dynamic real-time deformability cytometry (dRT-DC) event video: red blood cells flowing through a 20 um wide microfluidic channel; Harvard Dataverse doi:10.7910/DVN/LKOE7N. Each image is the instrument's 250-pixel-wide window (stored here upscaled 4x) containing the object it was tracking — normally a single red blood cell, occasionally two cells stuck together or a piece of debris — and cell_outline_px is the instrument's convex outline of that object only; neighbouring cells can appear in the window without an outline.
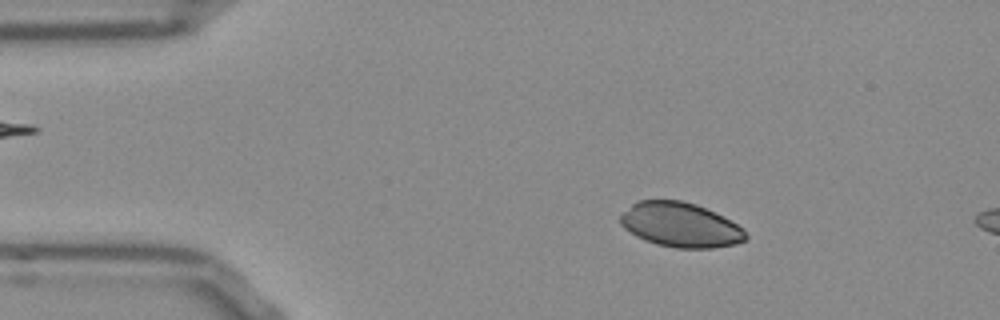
{"species": "Egyptian fruit bat (a non-hibernating species)", "species_latin": "Rousettus aegyptiacus", "temperature_condition": "room temperature", "stored_images_in_passage": 53, "camera_frame_rate_fps": 3000, "um_per_image_px": 0.085, "frame": {"image": 1, "passage_image": 9, "time_ms": 2.667, "image_size_px": [1000, 320], "cell_outline_px": [[748, 240], [736, 244], [712, 248], [676, 248], [656, 244], [644, 240], [636, 236], [624, 228], [620, 224], [620, 216], [636, 200], [680, 200], [696, 204], [724, 216], [744, 228], [748, 236]], "centroid_in_image_um": [57.87, 19.12], "position_along_channel_um": 27.1, "area_um2": 32.83}}
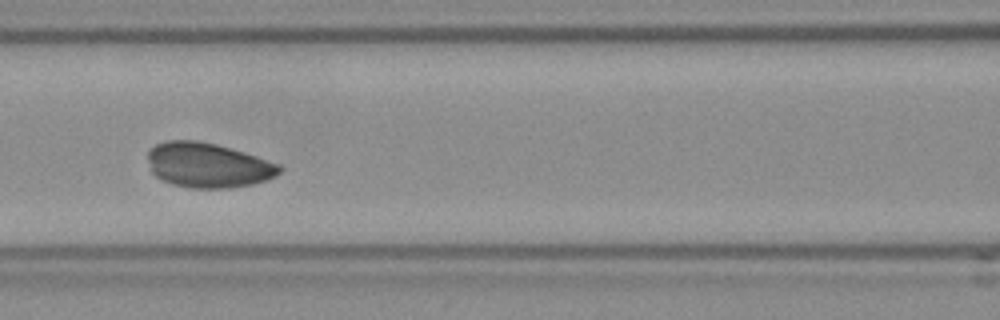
{"frame": {"image": 2, "passage_image": 23, "time_ms": 7.333, "image_size_px": [1000, 320], "cell_outline_px": [[284, 168], [276, 176], [268, 180], [252, 184], [232, 188], [192, 188], [172, 184], [160, 180], [152, 172], [148, 160], [148, 152], [156, 144], [168, 140], [196, 140], [216, 144], [244, 152], [280, 164]], "centroid_in_image_um": [17.7, 14.05], "position_along_channel_um": 148.9, "area_um2": 34.56}}
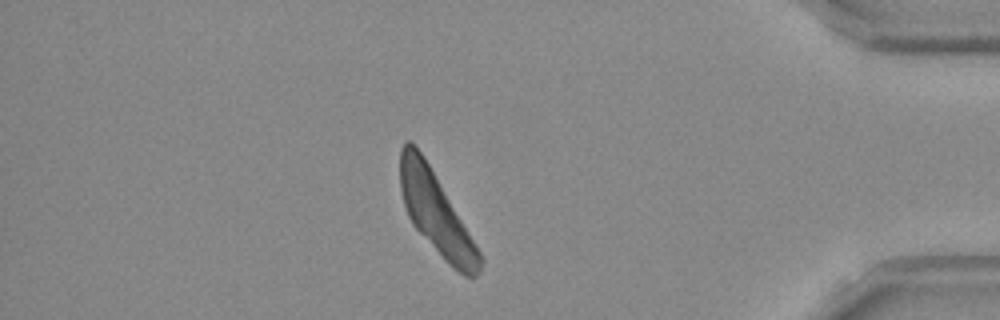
{"frame": {"image": 3, "passage_image": 46, "time_ms": 15.0, "image_size_px": [1000, 320], "cell_outline_px": [[484, 260], [480, 272], [476, 276], [464, 276], [452, 268], [444, 260], [412, 224], [408, 216], [404, 204], [400, 188], [400, 148], [408, 140], [420, 152], [428, 164], [484, 256]], "centroid_in_image_um": [37.1, 18.2], "position_along_channel_um": 398.1, "area_um2": 37.34}}